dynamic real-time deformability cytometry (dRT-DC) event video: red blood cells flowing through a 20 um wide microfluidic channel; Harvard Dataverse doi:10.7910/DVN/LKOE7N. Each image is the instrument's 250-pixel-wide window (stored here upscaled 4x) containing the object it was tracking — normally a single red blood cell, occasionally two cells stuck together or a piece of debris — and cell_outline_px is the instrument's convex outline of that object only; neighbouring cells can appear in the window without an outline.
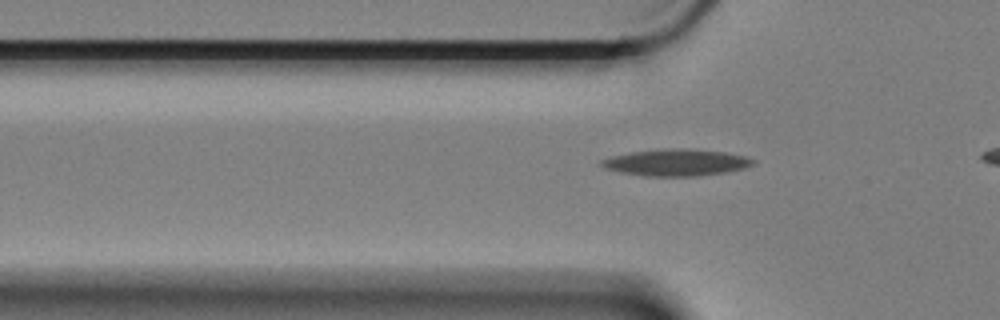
{"species": "Egyptian fruit bat (a non-hibernating species)", "species_latin": "Rousettus aegyptiacus", "temperature_condition": "cold", "stored_images_in_passage": 38, "camera_frame_rate_fps": 3000, "um_per_image_px": 0.085, "animal": {"sex": "female"}, "frame": {"image": 1, "passage_image": 5, "time_ms": 1.333, "image_size_px": [1000, 320], "cell_outline_px": [[756, 164], [744, 168], [724, 172], [696, 176], [648, 176], [620, 172], [604, 168], [600, 164], [600, 160], [612, 156], [628, 152], [668, 148], [684, 148], [724, 152], [744, 156], [756, 160]], "centroid_in_image_um": [57.47, 13.8], "position_along_channel_um": 68.3, "area_um2": 23.58}}
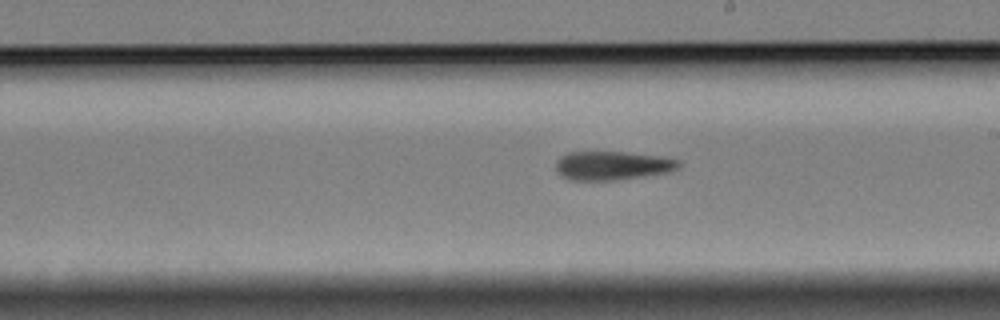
{"frame": {"image": 2, "passage_image": 20, "time_ms": 6.333, "image_size_px": [1000, 320], "cell_outline_px": [[680, 168], [668, 172], [612, 180], [572, 180], [564, 176], [556, 168], [556, 160], [560, 156], [568, 152], [624, 152], [660, 156], [680, 160]], "centroid_in_image_um": [52.06, 14.06], "position_along_channel_um": 236.9, "area_um2": 20.35}}
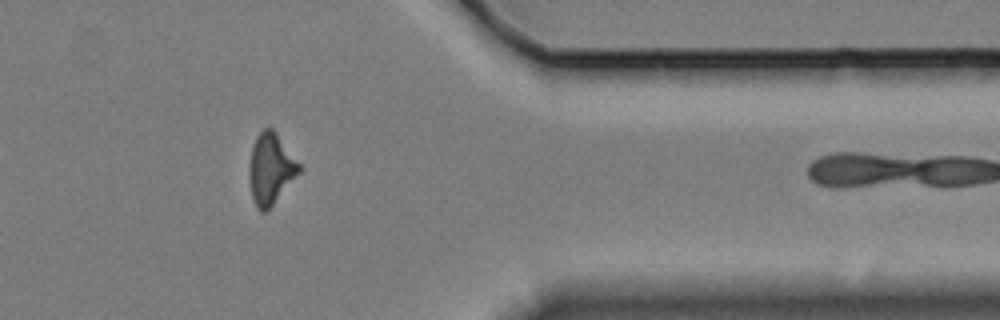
{"frame": {"image": 3, "passage_image": 35, "time_ms": 11.333, "image_size_px": [1000, 320], "cell_outline_px": [[304, 168], [272, 204], [264, 212], [260, 212], [256, 208], [252, 196], [248, 176], [248, 164], [252, 148], [256, 136], [264, 128], [272, 128], [276, 132]], "centroid_in_image_um": [23.01, 14.33], "position_along_channel_um": 388.4, "area_um2": 20.69}, "authors_computed_cell_mechanics": {"area_um2": 21.4727, "velocity_mm_per_s": 3.3623, "shape_relaxation_time_tau1_ms": null, "shape_relaxation_time_tau2_ms": 7.3804, "deformation_change_tau1": null, "deformation_change_tau2": 0.1746}}